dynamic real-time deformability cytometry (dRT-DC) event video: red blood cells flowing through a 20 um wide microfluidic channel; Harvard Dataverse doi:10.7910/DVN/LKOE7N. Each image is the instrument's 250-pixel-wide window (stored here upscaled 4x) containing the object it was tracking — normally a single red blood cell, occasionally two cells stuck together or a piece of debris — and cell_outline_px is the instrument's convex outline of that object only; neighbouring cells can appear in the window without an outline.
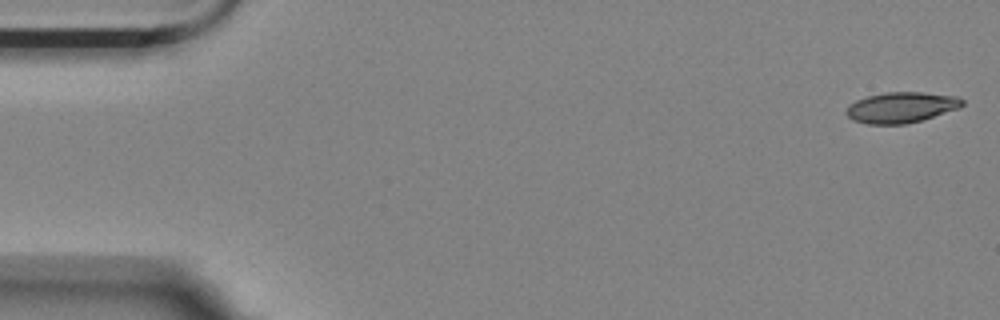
{"species": "Egyptian fruit bat (a non-hibernating species)", "species_latin": "Rousettus aegyptiacus", "temperature_condition": "room temperature", "stored_images_in_passage": 53, "camera_frame_rate_fps": 3000, "um_per_image_px": 0.085, "animal": {"sex": "female"}, "frame": {"image": 1, "passage_image": 1, "time_ms": 0.0, "image_size_px": [1000, 320], "cell_outline_px": [[964, 104], [960, 108], [920, 120], [904, 124], [868, 124], [852, 120], [844, 112], [848, 104], [856, 100], [868, 96], [884, 92], [924, 92], [956, 96], [964, 100]], "centroid_in_image_um": [76.58, 9.12], "position_along_channel_um": 8.4, "area_um2": 20.81}}
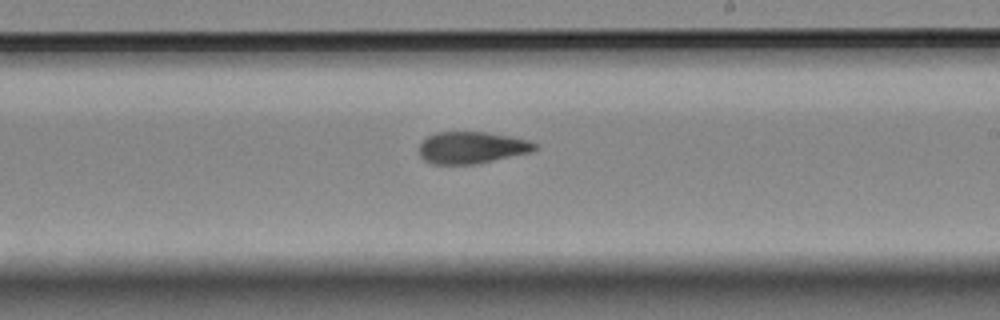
{"frame": {"image": 2, "passage_image": 32, "time_ms": 10.333, "image_size_px": [1000, 320], "cell_outline_px": [[536, 148], [532, 152], [476, 164], [432, 164], [424, 160], [420, 156], [420, 144], [428, 136], [436, 132], [484, 132], [508, 136], [528, 140], [536, 144]], "centroid_in_image_um": [40.09, 12.55], "position_along_channel_um": 248.9, "area_um2": 21.33}}
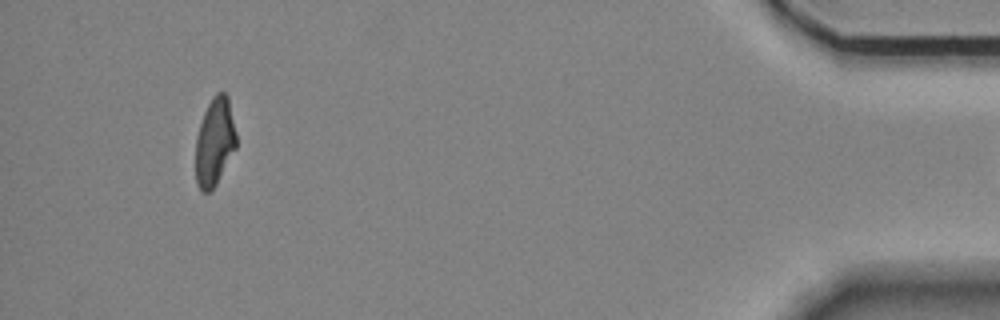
{"frame": {"image": 3, "passage_image": 52, "time_ms": 17.0, "image_size_px": [1000, 320], "cell_outline_px": [[236, 148], [216, 184], [208, 192], [200, 192], [196, 184], [196, 136], [204, 112], [212, 96], [216, 92], [224, 92], [228, 96], [236, 132]], "centroid_in_image_um": [18.24, 12.05], "position_along_channel_um": 417.0, "area_um2": 20.87}}